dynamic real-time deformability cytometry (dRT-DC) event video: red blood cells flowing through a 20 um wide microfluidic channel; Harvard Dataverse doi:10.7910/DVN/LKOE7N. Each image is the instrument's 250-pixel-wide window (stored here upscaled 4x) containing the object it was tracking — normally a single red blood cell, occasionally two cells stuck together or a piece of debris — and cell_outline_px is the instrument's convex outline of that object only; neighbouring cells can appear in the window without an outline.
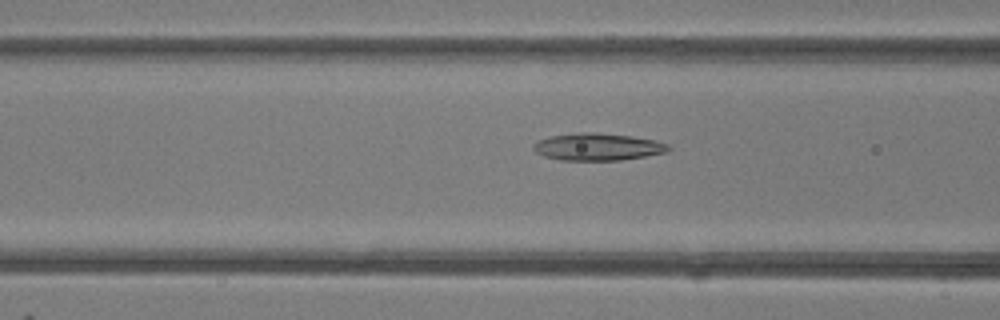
{"species": "common noctule bat (a hibernating species)", "species_latin": "Nyctalus noctula", "temperature_condition": "room temperature", "stored_images_in_passage": 33, "camera_frame_rate_fps": 3000, "um_per_image_px": 0.085, "animal": {"sex": "female"}, "frame": {"image": 1, "passage_image": 4, "time_ms": 1.0, "image_size_px": [1000, 320], "cell_outline_px": [[672, 148], [668, 152], [620, 160], [560, 160], [544, 156], [536, 152], [532, 148], [532, 144], [536, 140], [548, 136], [580, 132], [596, 132], [632, 136], [656, 140], [668, 144]], "centroid_in_image_um": [50.78, 12.47], "position_along_channel_um": 115.8, "area_um2": 21.68}}
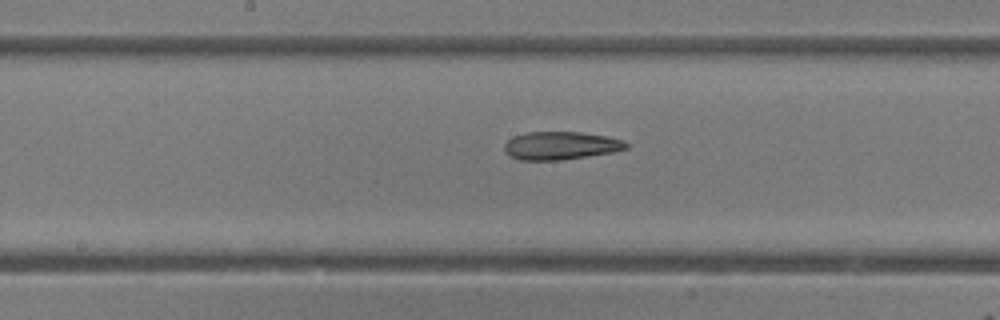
{"frame": {"image": 2, "passage_image": 10, "time_ms": 3.0, "image_size_px": [1000, 320], "cell_outline_px": [[628, 148], [612, 152], [560, 160], [520, 160], [508, 156], [504, 152], [504, 144], [512, 136], [528, 132], [580, 132], [608, 136], [620, 140], [628, 144]], "centroid_in_image_um": [47.6, 12.38], "position_along_channel_um": 200.6, "area_um2": 19.88}}
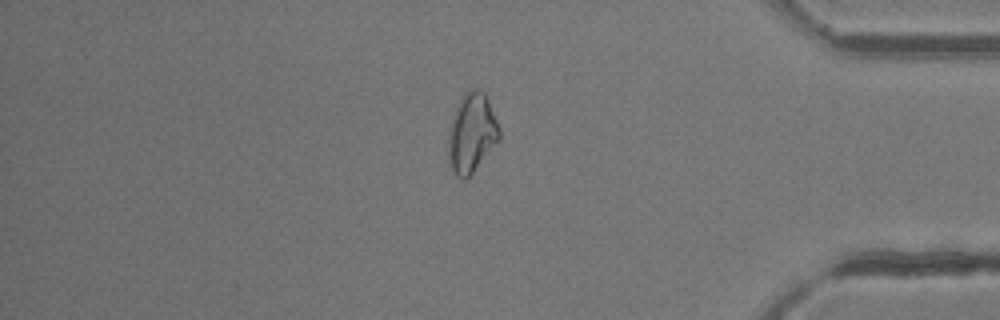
{"frame": {"image": 3, "passage_image": 26, "time_ms": 8.333, "image_size_px": [1000, 320], "cell_outline_px": [[500, 140], [472, 172], [464, 180], [460, 180], [452, 172], [448, 156], [448, 132], [452, 116], [464, 92], [468, 88], [480, 88], [484, 92], [488, 100], [496, 120], [500, 132]], "centroid_in_image_um": [40.07, 11.29], "position_along_channel_um": 395.1, "area_um2": 23.64}, "authors_computed_cell_mechanics": {"area_um2": 21.1548, "velocity_mm_per_s": 4.218, "shape_relaxation_time_tau1_ms": null, "shape_relaxation_time_tau2_ms": 3.4053, "deformation_change_tau1": null, "deformation_change_tau2": 0.1228}}